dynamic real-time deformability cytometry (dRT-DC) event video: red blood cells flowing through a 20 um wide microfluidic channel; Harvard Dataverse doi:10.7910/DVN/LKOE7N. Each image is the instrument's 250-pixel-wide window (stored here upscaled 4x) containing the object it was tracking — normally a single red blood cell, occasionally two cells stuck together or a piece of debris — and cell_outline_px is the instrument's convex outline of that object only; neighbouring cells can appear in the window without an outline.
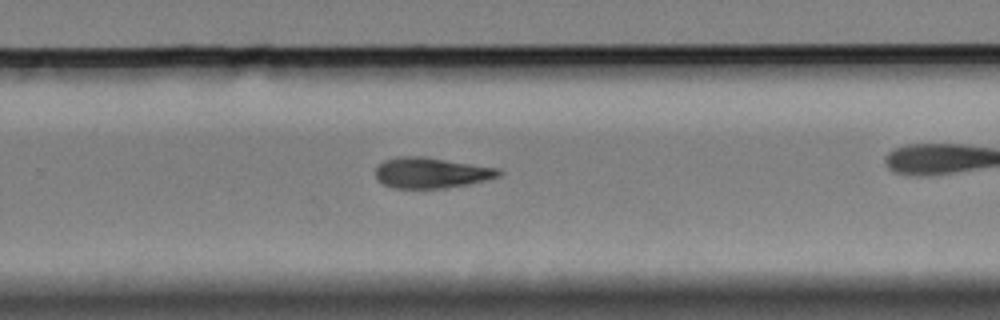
{"species": "Egyptian fruit bat (a non-hibernating species)", "species_latin": "Rousettus aegyptiacus", "temperature_condition": "cold", "stored_images_in_passage": 26, "camera_frame_rate_fps": 3000, "um_per_image_px": 0.085, "animal": {"sex": "female"}, "frame": {"image": 1, "passage_image": 22, "time_ms": 7.0, "image_size_px": [1000, 320], "cell_outline_px": [[504, 172], [500, 176], [468, 184], [444, 188], [392, 188], [384, 184], [376, 176], [376, 168], [384, 160], [400, 156], [420, 156], [500, 168]], "centroid_in_image_um": [36.68, 14.68], "position_along_channel_um": 293.1, "area_um2": 21.85}}